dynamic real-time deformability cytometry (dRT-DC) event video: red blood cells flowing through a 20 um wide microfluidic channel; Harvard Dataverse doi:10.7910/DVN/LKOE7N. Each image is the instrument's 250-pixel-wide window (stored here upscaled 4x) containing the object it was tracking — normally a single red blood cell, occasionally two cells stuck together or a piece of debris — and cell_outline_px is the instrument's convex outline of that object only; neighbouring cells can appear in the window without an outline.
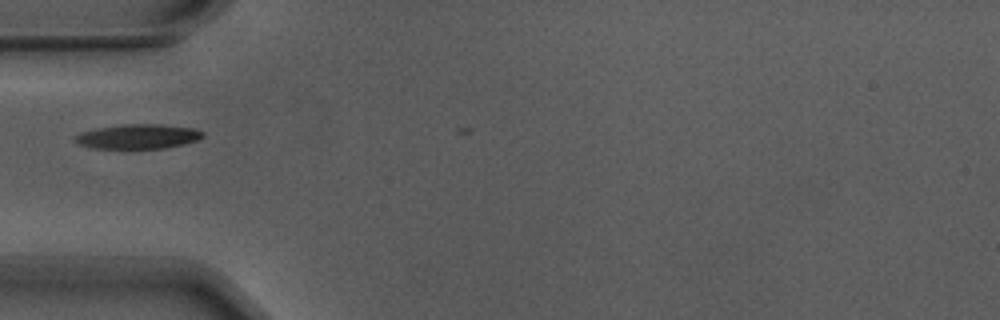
{"species": "Egyptian fruit bat (a non-hibernating species)", "species_latin": "Rousettus aegyptiacus", "temperature_condition": "warm", "stored_images_in_passage": 5, "camera_frame_rate_fps": 3000, "um_per_image_px": 0.085, "animal": {"sex": "male"}, "frame": {"image": 1, "passage_image": 2, "time_ms": 0.333, "image_size_px": [1000, 320], "cell_outline_px": [[204, 136], [196, 140], [164, 148], [92, 148], [80, 144], [72, 140], [72, 136], [80, 132], [96, 128], [124, 124], [156, 124], [192, 128], [204, 132]], "centroid_in_image_um": [11.65, 11.59], "position_along_channel_um": 73.4, "area_um2": 18.15}}